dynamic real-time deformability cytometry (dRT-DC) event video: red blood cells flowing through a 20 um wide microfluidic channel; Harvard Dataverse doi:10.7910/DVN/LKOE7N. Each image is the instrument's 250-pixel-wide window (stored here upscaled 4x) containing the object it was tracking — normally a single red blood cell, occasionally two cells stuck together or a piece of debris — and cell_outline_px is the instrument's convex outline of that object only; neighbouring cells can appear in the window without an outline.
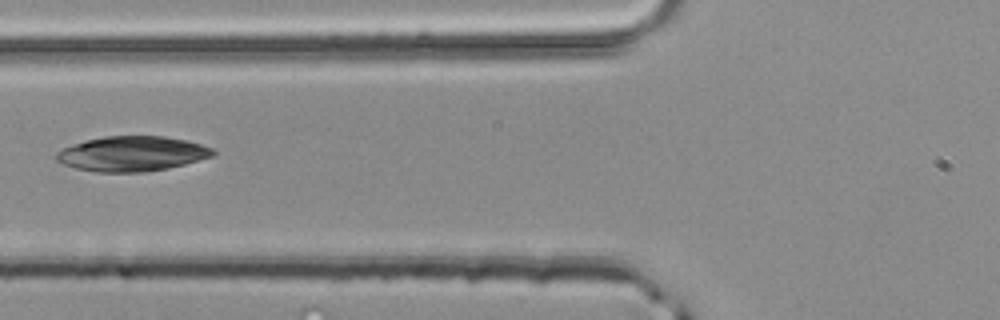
{"species": "common noctule bat (a hibernating species)", "species_latin": "Nyctalus noctula", "temperature_condition": "room temperature", "stored_images_in_passage": 3, "camera_frame_rate_fps": 3000, "um_per_image_px": 0.085, "animal": {"sex": "male", "body_mass_g": 20.4}, "frame": {"image": 1, "passage_image": 3, "time_ms": 0.667, "image_size_px": [1000, 320], "cell_outline_px": [[216, 152], [212, 156], [184, 164], [168, 168], [144, 172], [96, 172], [76, 168], [64, 164], [56, 160], [56, 152], [64, 148], [88, 140], [104, 136], [164, 136], [184, 140], [200, 144], [212, 148]], "centroid_in_image_um": [11.23, 13.07], "position_along_channel_um": 114.6, "area_um2": 31.56}}